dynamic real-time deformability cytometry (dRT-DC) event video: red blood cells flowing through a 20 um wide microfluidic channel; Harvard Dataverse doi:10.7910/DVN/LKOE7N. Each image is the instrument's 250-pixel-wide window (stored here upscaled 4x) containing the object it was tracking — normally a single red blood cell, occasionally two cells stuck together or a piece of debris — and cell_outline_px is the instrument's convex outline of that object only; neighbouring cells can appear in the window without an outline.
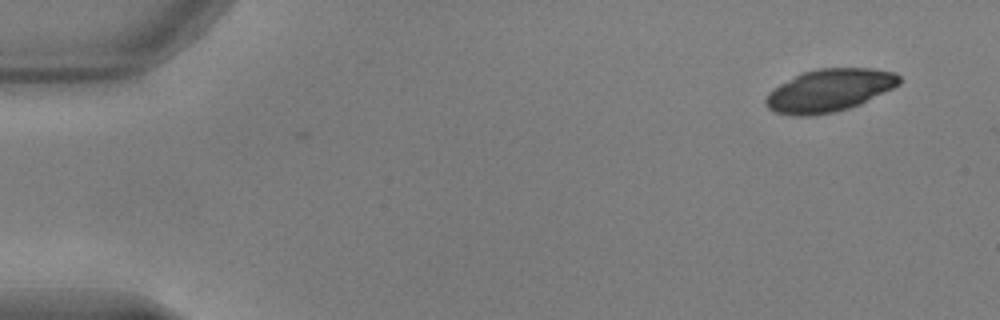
{"species": "common noctule bat (a hibernating species)", "species_latin": "Nyctalus noctula", "temperature_condition": "warm", "stored_images_in_passage": 4, "camera_frame_rate_fps": 3000, "um_per_image_px": 0.085, "animal": {"sex": "male", "body_mass_g": 17.9, "forearm_length_mm": 54.2}, "frame": {"image": 1, "passage_image": 4, "time_ms": 1.0, "image_size_px": [1000, 320], "cell_outline_px": [[900, 84], [860, 104], [848, 108], [832, 112], [812, 116], [796, 116], [776, 112], [768, 108], [764, 104], [764, 100], [768, 92], [780, 84], [804, 72], [820, 68], [872, 68], [896, 72], [900, 76]], "centroid_in_image_um": [70.49, 7.68], "position_along_channel_um": 14.5, "area_um2": 33.0}}